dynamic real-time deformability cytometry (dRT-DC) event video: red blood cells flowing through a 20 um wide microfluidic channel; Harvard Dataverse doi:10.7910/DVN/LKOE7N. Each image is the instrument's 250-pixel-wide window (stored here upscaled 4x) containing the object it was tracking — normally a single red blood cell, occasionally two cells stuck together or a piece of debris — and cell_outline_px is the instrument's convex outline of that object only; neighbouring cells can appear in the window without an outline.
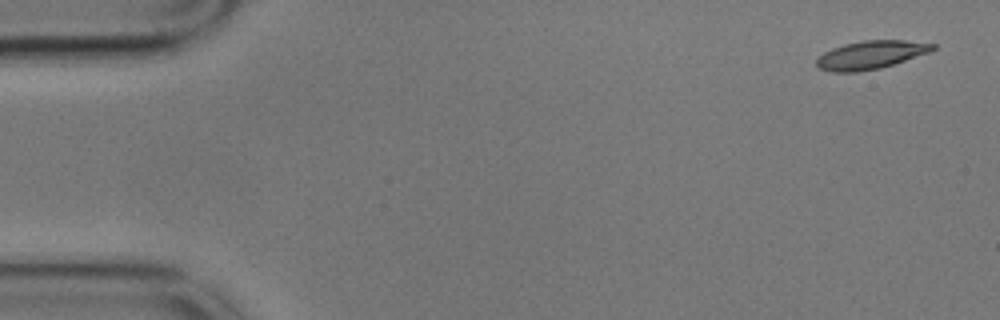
{"species": "common noctule bat (a hibernating species)", "species_latin": "Nyctalus noctula", "temperature_condition": "cold", "stored_images_in_passage": 55, "camera_frame_rate_fps": 3000, "um_per_image_px": 0.085, "animal": {"sex": "male", "body_mass_g": 17.9}, "frame": {"image": 1, "passage_image": 1, "time_ms": 0.0, "image_size_px": [1000, 320], "cell_outline_px": [[936, 48], [928, 52], [880, 68], [856, 72], [832, 72], [820, 68], [816, 64], [816, 60], [824, 52], [832, 48], [844, 44], [864, 40], [904, 40], [936, 44]], "centroid_in_image_um": [73.99, 4.66], "position_along_channel_um": 11.0, "area_um2": 18.84}}
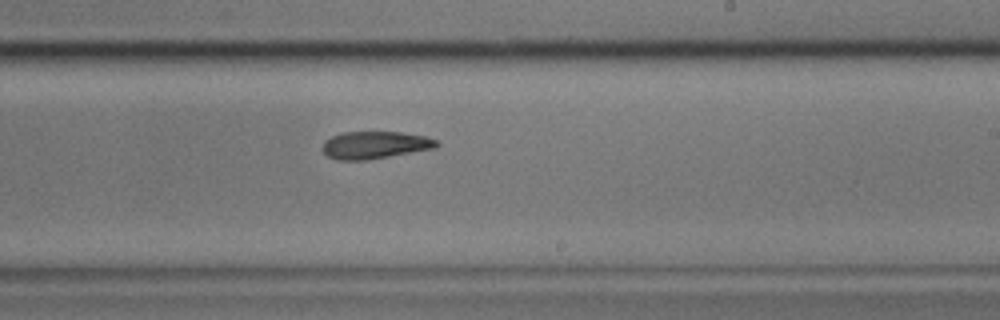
{"frame": {"image": 2, "passage_image": 32, "time_ms": 10.333, "image_size_px": [1000, 320], "cell_outline_px": [[440, 144], [436, 148], [368, 160], [336, 160], [328, 156], [320, 148], [324, 140], [340, 132], [400, 132], [424, 136], [436, 140]], "centroid_in_image_um": [31.83, 12.33], "position_along_channel_um": 257.2, "area_um2": 18.38}}
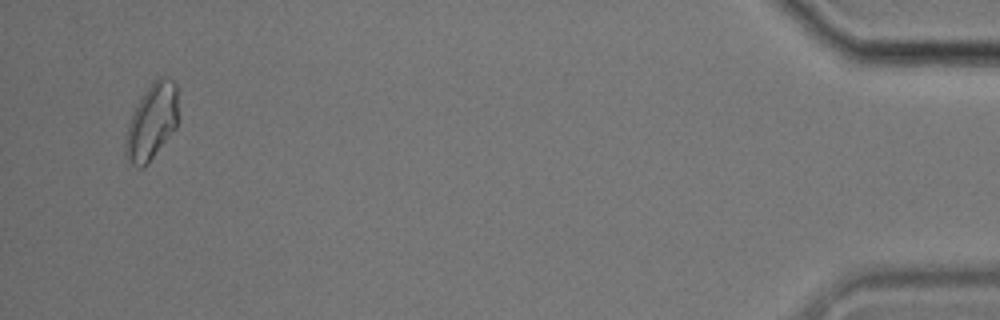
{"frame": {"image": 3, "passage_image": 53, "time_ms": 17.333, "image_size_px": [1000, 320], "cell_outline_px": [[176, 128], [152, 156], [140, 168], [132, 164], [124, 152], [124, 144], [128, 124], [144, 92], [160, 76], [164, 76], [172, 80], [176, 84]], "centroid_in_image_um": [12.88, 10.33], "position_along_channel_um": 422.3, "area_um2": 22.25}, "authors_computed_cell_mechanics": {"area_um2": 19.4786, "velocity_mm_per_s": 3.5107, "shape_relaxation_time_tau1_ms": 4.9725, "shape_relaxation_time_tau2_ms": 11.1919, "deformation_change_tau1": 0.126, "deformation_change_tau2": 0.1916}}